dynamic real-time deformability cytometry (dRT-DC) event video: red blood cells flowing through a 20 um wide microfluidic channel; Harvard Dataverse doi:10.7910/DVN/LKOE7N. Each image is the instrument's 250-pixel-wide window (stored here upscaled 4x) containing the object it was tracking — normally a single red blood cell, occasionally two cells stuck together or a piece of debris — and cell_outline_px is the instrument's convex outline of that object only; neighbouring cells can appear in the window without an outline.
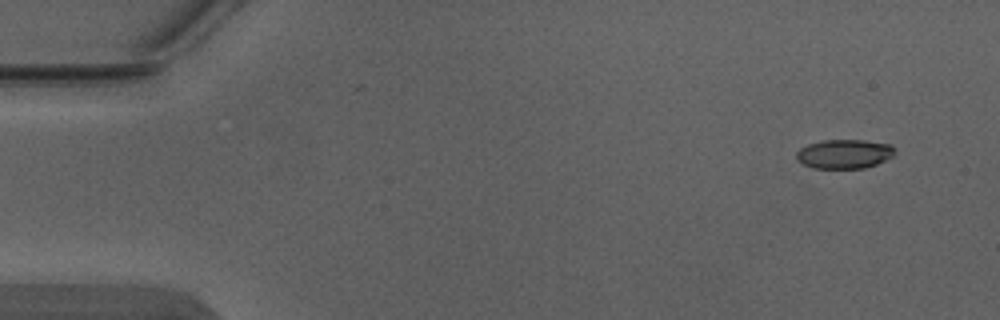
{"species": "Egyptian fruit bat (a non-hibernating species)", "species_latin": "Rousettus aegyptiacus", "temperature_condition": "warm", "stored_images_in_passage": 6, "camera_frame_rate_fps": 3000, "um_per_image_px": 0.085, "animal": {"sex": "male"}, "frame": {"image": 1, "passage_image": 1, "time_ms": 0.0, "image_size_px": [1000, 320], "cell_outline_px": [[896, 152], [892, 156], [876, 164], [864, 168], [812, 168], [796, 160], [796, 152], [800, 148], [808, 144], [824, 140], [864, 140], [892, 144], [896, 148]], "centroid_in_image_um": [71.78, 13.08], "position_along_channel_um": 13.2, "area_um2": 16.82}}
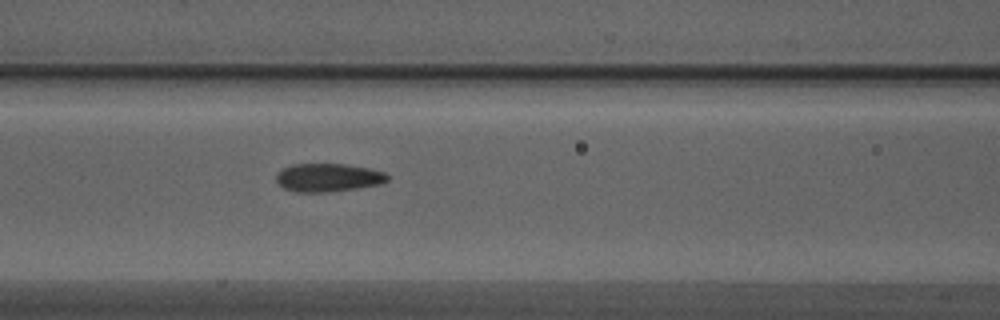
{"frame": {"image": 2, "passage_image": 6, "time_ms": 1.667, "image_size_px": [1000, 320], "cell_outline_px": [[388, 180], [380, 184], [356, 188], [328, 192], [296, 192], [284, 188], [276, 180], [276, 172], [280, 168], [292, 164], [344, 164], [368, 168], [384, 172], [388, 176]], "centroid_in_image_um": [27.84, 15.09], "position_along_channel_um": 138.8, "area_um2": 18.32}}